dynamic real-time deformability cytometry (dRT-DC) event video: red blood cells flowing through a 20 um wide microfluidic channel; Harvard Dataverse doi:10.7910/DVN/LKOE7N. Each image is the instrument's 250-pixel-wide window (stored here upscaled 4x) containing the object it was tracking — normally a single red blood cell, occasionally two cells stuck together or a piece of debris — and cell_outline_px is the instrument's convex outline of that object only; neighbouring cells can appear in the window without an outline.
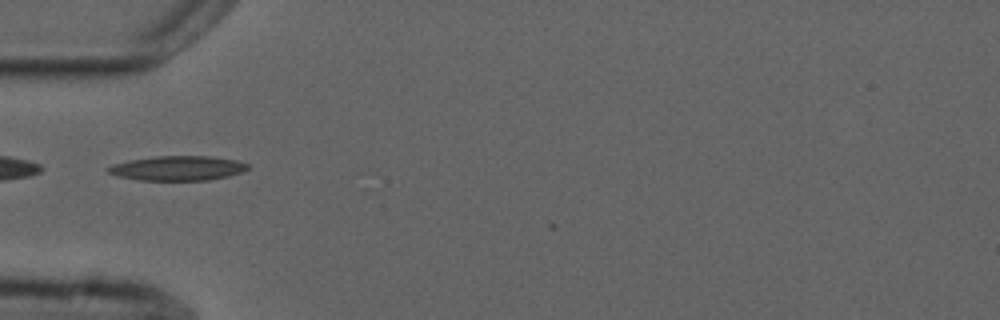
{"species": "common noctule bat (a hibernating species)", "species_latin": "Nyctalus noctula", "temperature_condition": "cold", "stored_images_in_passage": 3, "camera_frame_rate_fps": 3000, "um_per_image_px": 0.085, "animal": {"sex": "male", "forearm_length_mm": 52.5}, "frame": {"image": 1, "passage_image": 1, "time_ms": 0.0, "image_size_px": [1000, 320], "cell_outline_px": [[248, 168], [244, 172], [228, 176], [208, 180], [140, 180], [116, 176], [108, 172], [104, 168], [112, 164], [128, 160], [156, 156], [212, 156], [236, 160], [248, 164]], "centroid_in_image_um": [15.07, 14.29], "position_along_channel_um": 69.9, "area_um2": 20.17}}